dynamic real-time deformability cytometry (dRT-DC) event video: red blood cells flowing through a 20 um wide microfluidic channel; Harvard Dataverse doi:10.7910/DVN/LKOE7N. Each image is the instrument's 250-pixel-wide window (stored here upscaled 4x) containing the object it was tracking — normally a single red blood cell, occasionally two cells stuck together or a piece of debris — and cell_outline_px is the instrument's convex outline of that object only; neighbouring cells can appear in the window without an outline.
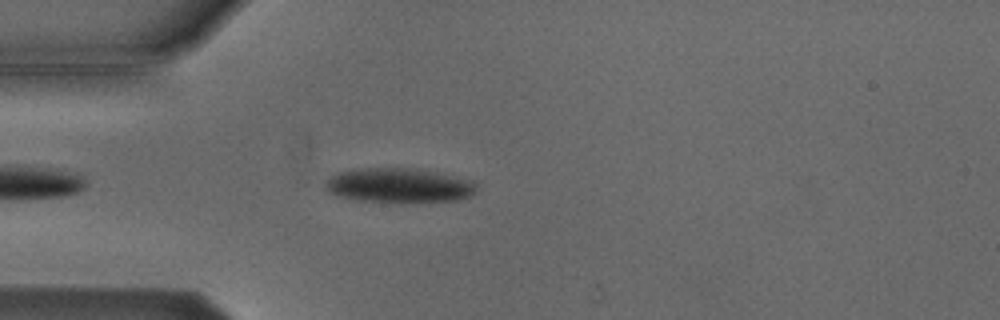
{"species": "Egyptian fruit bat (a non-hibernating species)", "species_latin": "Rousettus aegyptiacus", "temperature_condition": "cold", "stored_images_in_passage": 4, "camera_frame_rate_fps": 3000, "um_per_image_px": 0.085, "animal": {"sex": "male"}, "frame": {"image": 1, "passage_image": 4, "time_ms": 3.667, "image_size_px": [1000, 320], "cell_outline_px": [[476, 192], [472, 196], [460, 200], [408, 204], [400, 204], [352, 200], [328, 192], [324, 188], [328, 180], [332, 176], [340, 172], [364, 168], [412, 168], [436, 172], [472, 180], [476, 184]], "centroid_in_image_um": [33.96, 15.81], "position_along_channel_um": 51.0, "area_um2": 31.21}}